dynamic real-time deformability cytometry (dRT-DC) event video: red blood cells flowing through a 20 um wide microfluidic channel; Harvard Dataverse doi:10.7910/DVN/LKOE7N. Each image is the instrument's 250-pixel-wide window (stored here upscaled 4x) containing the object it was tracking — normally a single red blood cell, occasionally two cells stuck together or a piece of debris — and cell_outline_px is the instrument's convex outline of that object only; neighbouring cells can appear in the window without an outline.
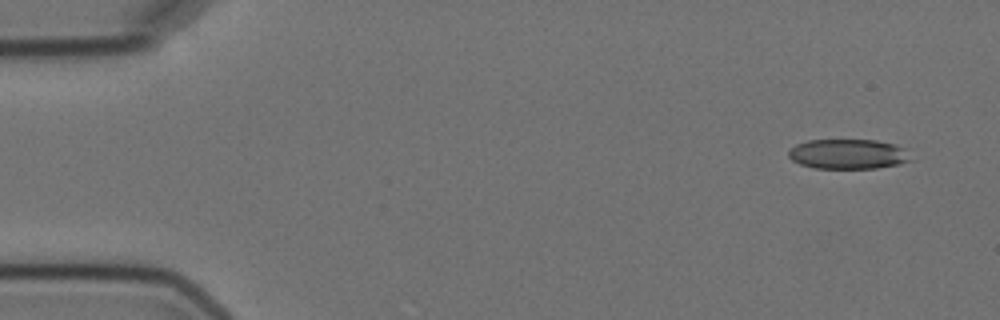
{"species": "Egyptian fruit bat (a non-hibernating species)", "species_latin": "Rousettus aegyptiacus", "temperature_condition": "cold", "stored_images_in_passage": 5, "camera_frame_rate_fps": 3000, "um_per_image_px": 0.085, "animal": {"sex": "female"}, "frame": {"image": 1, "passage_image": 1, "time_ms": 0.0, "image_size_px": [1000, 320], "cell_outline_px": [[912, 160], [900, 164], [876, 168], [816, 168], [800, 164], [792, 160], [788, 156], [788, 152], [796, 144], [808, 140], [876, 140], [892, 144], [904, 148]], "centroid_in_image_um": [72.08, 13.09], "position_along_channel_um": 12.9, "area_um2": 21.15}}
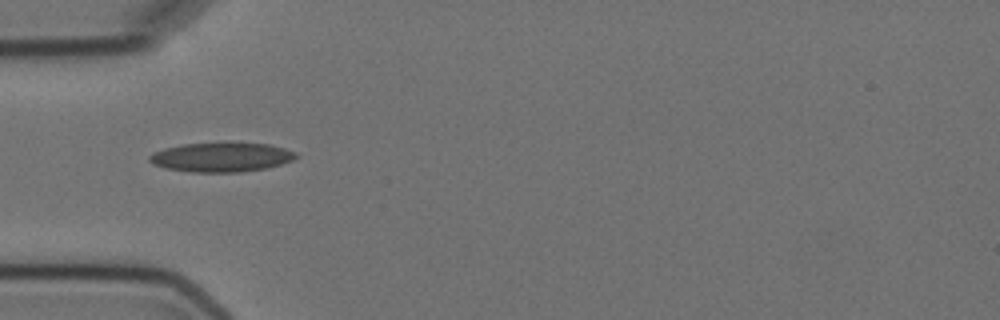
{"frame": {"image": 2, "passage_image": 5, "time_ms": 4.667, "image_size_px": [1000, 320], "cell_outline_px": [[300, 156], [292, 160], [280, 164], [264, 168], [240, 172], [192, 172], [164, 168], [152, 164], [148, 160], [148, 156], [152, 152], [164, 148], [184, 144], [268, 144], [284, 148], [296, 152]], "centroid_in_image_um": [18.77, 13.38], "position_along_channel_um": 66.2, "area_um2": 24.68}}